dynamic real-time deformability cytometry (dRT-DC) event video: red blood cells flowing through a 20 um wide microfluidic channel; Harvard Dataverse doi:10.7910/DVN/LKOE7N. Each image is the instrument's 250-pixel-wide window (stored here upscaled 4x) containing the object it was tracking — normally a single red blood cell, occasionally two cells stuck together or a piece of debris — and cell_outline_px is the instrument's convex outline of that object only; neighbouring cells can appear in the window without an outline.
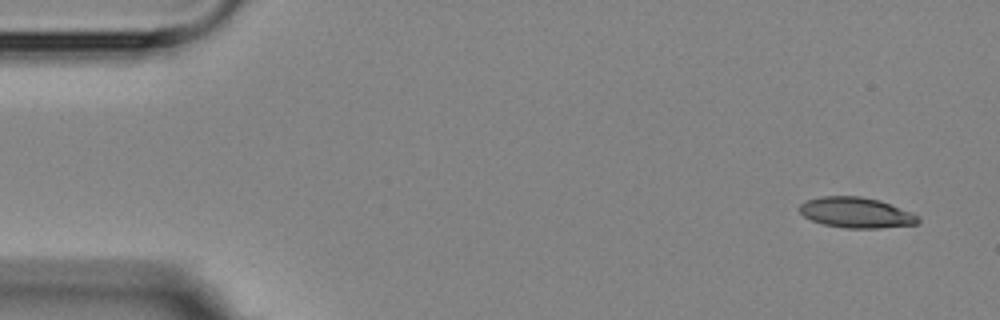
{"species": "Egyptian fruit bat (a non-hibernating species)", "species_latin": "Rousettus aegyptiacus", "temperature_condition": "room temperature", "stored_images_in_passage": 5, "camera_frame_rate_fps": 3000, "um_per_image_px": 0.085, "animal": {"sex": "female"}, "frame": {"image": 1, "passage_image": 1, "time_ms": 0.0, "image_size_px": [1000, 320], "cell_outline_px": [[920, 220], [916, 224], [880, 228], [848, 228], [824, 224], [812, 220], [804, 216], [800, 212], [800, 204], [808, 200], [820, 196], [860, 196], [880, 200], [912, 212], [920, 216]], "centroid_in_image_um": [72.81, 18.06], "position_along_channel_um": 12.2, "area_um2": 21.04}}